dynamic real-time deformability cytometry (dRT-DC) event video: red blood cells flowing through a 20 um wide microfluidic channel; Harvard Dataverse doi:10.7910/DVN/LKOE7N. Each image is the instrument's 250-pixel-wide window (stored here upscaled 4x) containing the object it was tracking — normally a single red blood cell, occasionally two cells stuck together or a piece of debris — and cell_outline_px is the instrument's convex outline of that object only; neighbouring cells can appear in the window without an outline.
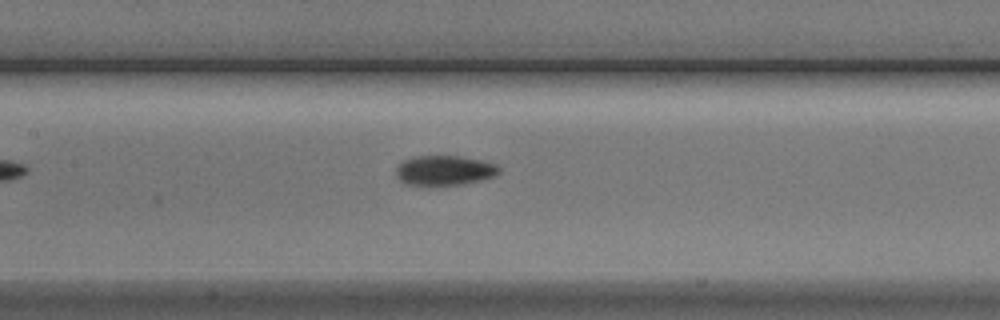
{"species": "Egyptian fruit bat (a non-hibernating species)", "species_latin": "Rousettus aegyptiacus", "temperature_condition": "cold", "stored_images_in_passage": 9, "segment_of_instrument_passage": [1, 2], "camera_frame_rate_fps": 3000, "um_per_image_px": 0.085, "animal": {"sex": "male"}, "frame": {"image": 1, "passage_image": 8, "time_ms": 8.667, "image_size_px": [1000, 320], "cell_outline_px": [[500, 172], [492, 176], [480, 180], [460, 184], [428, 188], [404, 184], [396, 176], [396, 168], [404, 160], [420, 156], [460, 156], [480, 160], [496, 164], [500, 168]], "centroid_in_image_um": [37.72, 14.53], "position_along_channel_um": 169.7, "area_um2": 18.26}}